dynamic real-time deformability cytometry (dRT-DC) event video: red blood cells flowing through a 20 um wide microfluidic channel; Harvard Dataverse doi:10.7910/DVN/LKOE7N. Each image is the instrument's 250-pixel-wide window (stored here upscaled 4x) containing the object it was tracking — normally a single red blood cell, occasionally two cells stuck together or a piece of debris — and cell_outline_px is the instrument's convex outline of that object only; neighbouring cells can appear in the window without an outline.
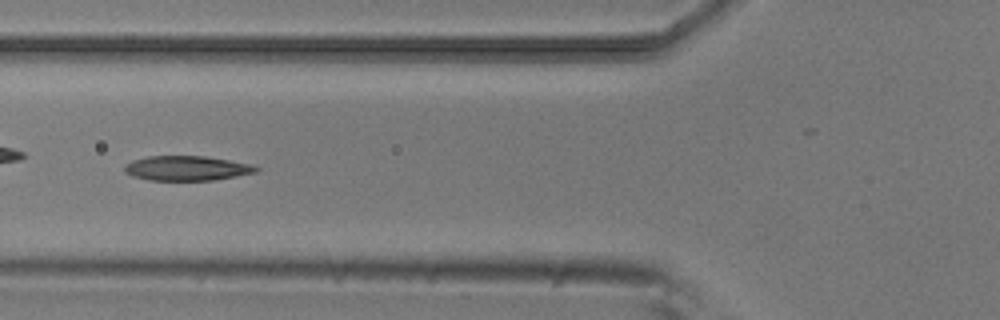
{"species": "common noctule bat (a hibernating species)", "species_latin": "Nyctalus noctula", "temperature_condition": "room temperature", "stored_images_in_passage": 38, "camera_frame_rate_fps": 3000, "um_per_image_px": 0.085, "animal": {"sex": "male", "body_mass_g": 20.5, "forearm_length_mm": 52.5}, "frame": {"image": 1, "passage_image": 16, "time_ms": 5.0, "image_size_px": [1000, 320], "cell_outline_px": [[260, 168], [256, 172], [216, 180], [148, 180], [132, 176], [124, 172], [124, 168], [132, 160], [148, 156], [204, 156], [252, 164]], "centroid_in_image_um": [15.88, 14.3], "position_along_channel_um": 109.9, "area_um2": 18.9}}
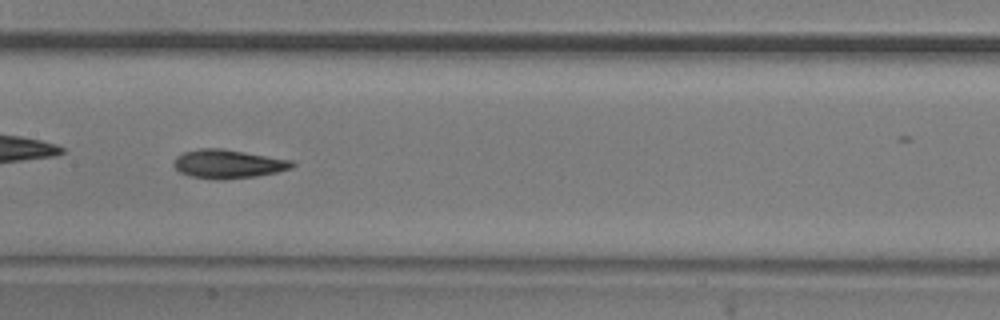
{"frame": {"image": 2, "passage_image": 22, "time_ms": 7.0, "image_size_px": [1000, 320], "cell_outline_px": [[296, 164], [292, 168], [276, 172], [256, 176], [224, 180], [216, 180], [188, 176], [180, 172], [172, 164], [176, 156], [184, 152], [200, 148], [220, 148], [292, 160]], "centroid_in_image_um": [19.36, 13.94], "position_along_channel_um": 188.0, "area_um2": 19.88}}
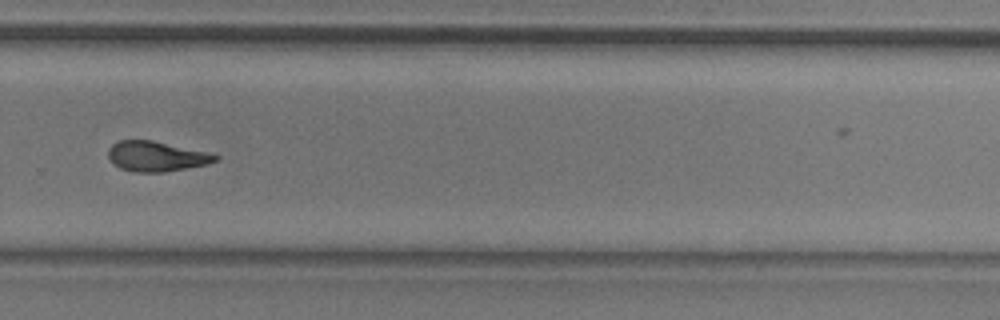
{"frame": {"image": 3, "passage_image": 32, "time_ms": 10.333, "image_size_px": [1000, 320], "cell_outline_px": [[220, 156], [216, 160], [204, 164], [188, 168], [164, 172], [132, 172], [120, 168], [108, 156], [108, 148], [112, 144], [120, 140], [152, 140], [204, 152]], "centroid_in_image_um": [13.23, 13.29], "position_along_channel_um": 316.6, "area_um2": 18.38}}